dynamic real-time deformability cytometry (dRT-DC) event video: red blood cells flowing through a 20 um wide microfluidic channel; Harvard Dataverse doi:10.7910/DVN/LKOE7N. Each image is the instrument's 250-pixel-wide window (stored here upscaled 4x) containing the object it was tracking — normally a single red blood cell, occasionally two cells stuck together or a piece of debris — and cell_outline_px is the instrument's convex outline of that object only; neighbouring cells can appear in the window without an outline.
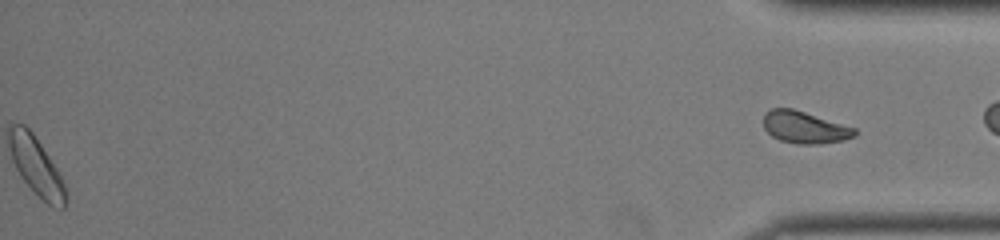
{"species": "common noctule bat (a hibernating species)", "species_latin": "Nyctalus noctula", "temperature_condition": "room temperature", "stored_images_in_passage": 40, "segment_of_instrument_passage": [2, 2], "camera_frame_rate_fps": 3000, "um_per_image_px": 0.085, "animal": {"sex": "female", "body_mass_g": 22.0, "forearm_length_mm": 56.7}, "frame": {"image": 1, "passage_image": 40, "time_ms": 13.0, "image_size_px": [1000, 240], "cell_outline_px": [[856, 136], [844, 140], [820, 144], [796, 144], [780, 140], [772, 136], [764, 128], [764, 112], [772, 108], [792, 108], [856, 128]], "centroid_in_image_um": [68.39, 10.83], "position_along_channel_um": 366.8, "area_um2": 17.05}}